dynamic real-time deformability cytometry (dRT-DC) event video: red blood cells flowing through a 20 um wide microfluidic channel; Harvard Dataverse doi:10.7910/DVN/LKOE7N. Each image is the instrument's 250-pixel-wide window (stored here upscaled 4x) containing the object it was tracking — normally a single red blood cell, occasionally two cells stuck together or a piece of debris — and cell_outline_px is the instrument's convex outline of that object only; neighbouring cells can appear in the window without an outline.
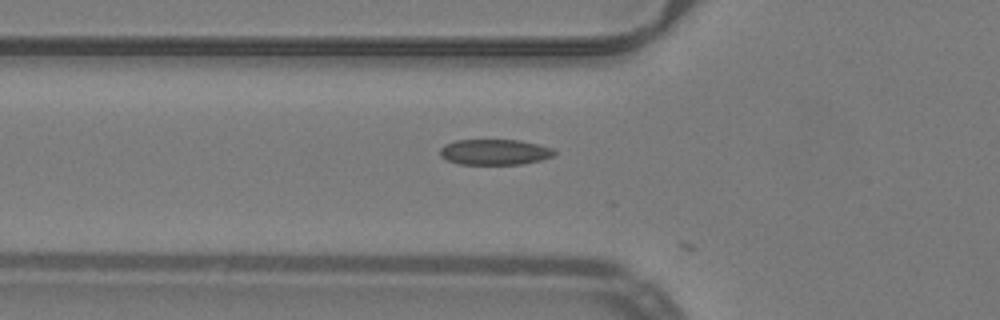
{"species": "common noctule bat (a hibernating species)", "species_latin": "Nyctalus noctula", "temperature_condition": "warm", "stored_images_in_passage": 8, "camera_frame_rate_fps": 3000, "um_per_image_px": 0.085, "animal": {"sex": "male", "body_mass_g": 19.2, "forearm_length_mm": 51.8}, "frame": {"image": 1, "passage_image": 7, "time_ms": 2.0, "image_size_px": [1000, 320], "cell_outline_px": [[556, 152], [552, 156], [540, 160], [524, 164], [460, 164], [448, 160], [440, 156], [440, 148], [444, 144], [456, 140], [520, 140], [552, 148]], "centroid_in_image_um": [42.02, 12.92], "position_along_channel_um": 83.8, "area_um2": 16.99}}